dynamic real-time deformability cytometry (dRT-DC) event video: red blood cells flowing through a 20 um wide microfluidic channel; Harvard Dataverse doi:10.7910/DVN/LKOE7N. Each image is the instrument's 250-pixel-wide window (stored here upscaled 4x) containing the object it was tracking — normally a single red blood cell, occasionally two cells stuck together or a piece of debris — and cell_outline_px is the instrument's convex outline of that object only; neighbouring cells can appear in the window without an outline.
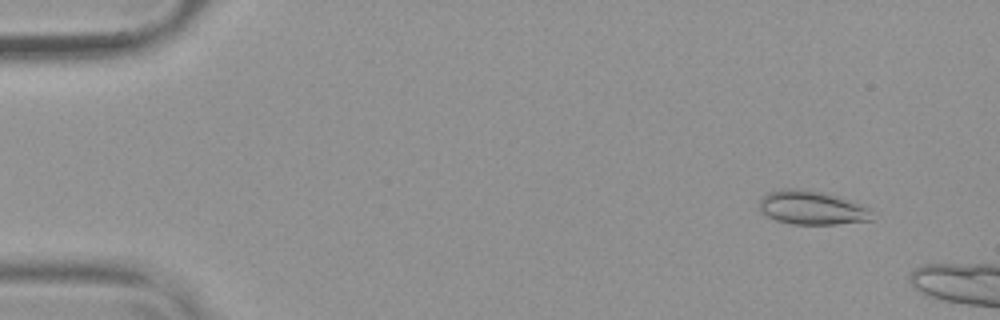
{"species": "common noctule bat (a hibernating species)", "species_latin": "Nyctalus noctula", "temperature_condition": "warm", "stored_images_in_passage": 6, "camera_frame_rate_fps": 3000, "um_per_image_px": 0.085, "animal": {"sex": "female", "body_mass_g": 19.9}, "frame": {"image": 1, "passage_image": 1, "time_ms": 0.0, "image_size_px": [1000, 320], "cell_outline_px": [[872, 220], [836, 224], [792, 224], [776, 220], [760, 212], [760, 200], [768, 192], [788, 188], [816, 192], [836, 196], [860, 204], [868, 208]], "centroid_in_image_um": [68.97, 17.68], "position_along_channel_um": 16.0, "area_um2": 21.56}}